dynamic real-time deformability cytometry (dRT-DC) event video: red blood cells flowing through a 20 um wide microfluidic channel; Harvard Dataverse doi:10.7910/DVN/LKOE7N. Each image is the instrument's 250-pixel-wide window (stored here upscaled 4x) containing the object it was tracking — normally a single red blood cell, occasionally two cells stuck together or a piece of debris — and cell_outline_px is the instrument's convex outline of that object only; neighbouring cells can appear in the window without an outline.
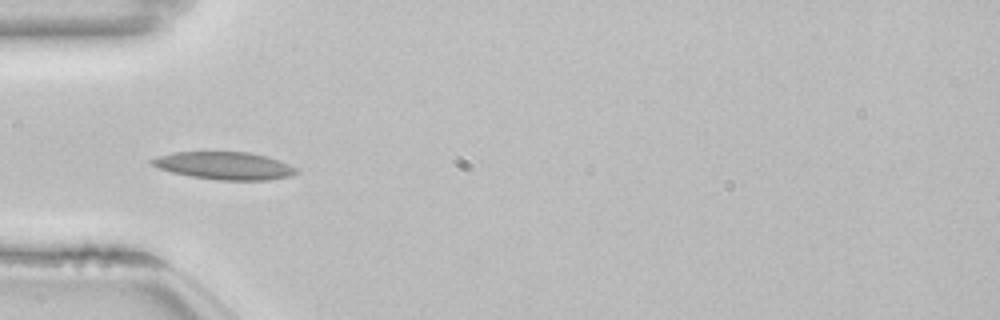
{"species": "common noctule bat (a hibernating species)", "species_latin": "Nyctalus noctula", "temperature_condition": "room temperature", "stored_images_in_passage": 52, "camera_frame_rate_fps": 3000, "um_per_image_px": 0.085, "animal": {"sex": "female", "body_mass_g": 22.7, "forearm_length_mm": 54.2}, "frame": {"image": 1, "passage_image": 15, "time_ms": 4.667, "image_size_px": [1000, 320], "cell_outline_px": [[300, 172], [288, 176], [268, 180], [216, 180], [192, 176], [172, 172], [160, 168], [152, 164], [148, 160], [156, 156], [172, 152], [248, 152], [268, 156], [280, 160], [296, 168]], "centroid_in_image_um": [19.08, 14.07], "position_along_channel_um": 65.9, "area_um2": 23.24}}